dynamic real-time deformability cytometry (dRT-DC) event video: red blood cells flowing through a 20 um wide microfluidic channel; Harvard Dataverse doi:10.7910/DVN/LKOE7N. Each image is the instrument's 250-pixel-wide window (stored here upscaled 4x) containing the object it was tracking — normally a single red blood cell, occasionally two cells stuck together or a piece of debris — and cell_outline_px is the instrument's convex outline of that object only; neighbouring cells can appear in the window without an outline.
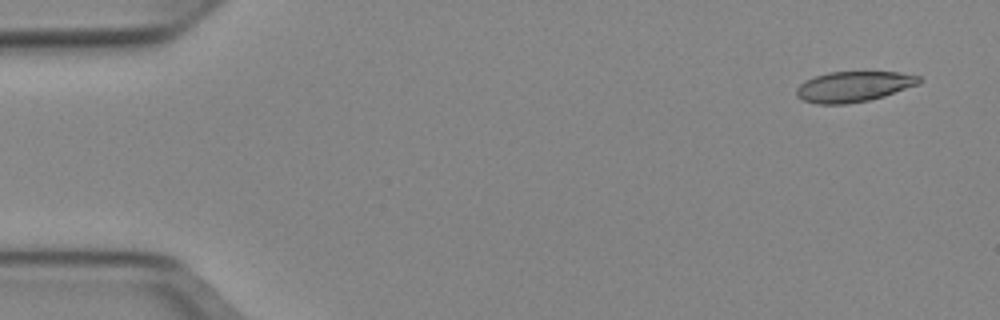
{"species": "Egyptian fruit bat (a non-hibernating species)", "species_latin": "Rousettus aegyptiacus", "temperature_condition": "cold", "stored_images_in_passage": 51, "camera_frame_rate_fps": 3000, "um_per_image_px": 0.085, "animal": {"sex": "female"}, "frame": {"image": 1, "passage_image": 3, "time_ms": 0.667, "image_size_px": [1000, 320], "cell_outline_px": [[920, 84], [884, 96], [868, 100], [844, 104], [816, 104], [804, 100], [796, 96], [796, 88], [804, 80], [828, 72], [900, 72], [920, 76]], "centroid_in_image_um": [72.55, 7.36], "position_along_channel_um": 12.5, "area_um2": 21.79}}
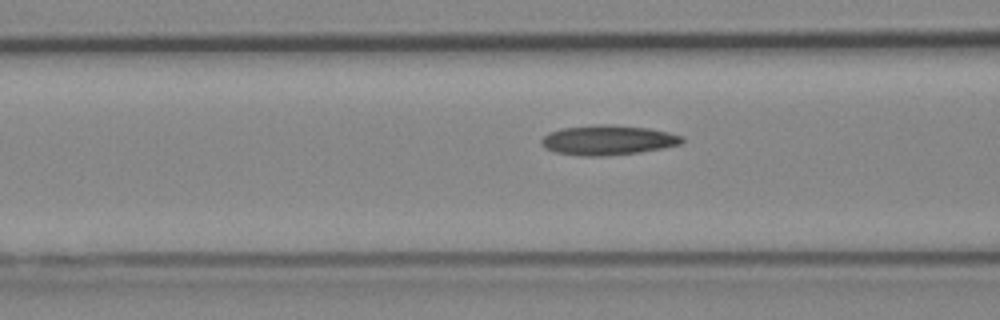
{"frame": {"image": 2, "passage_image": 20, "time_ms": 6.333, "image_size_px": [1000, 320], "cell_outline_px": [[684, 140], [680, 144], [664, 148], [640, 152], [608, 156], [580, 156], [556, 152], [544, 148], [540, 144], [540, 140], [548, 132], [560, 128], [600, 124], [608, 124], [648, 128], [668, 132], [684, 136]], "centroid_in_image_um": [51.65, 11.91], "position_along_channel_um": 115.0, "area_um2": 24.68}}
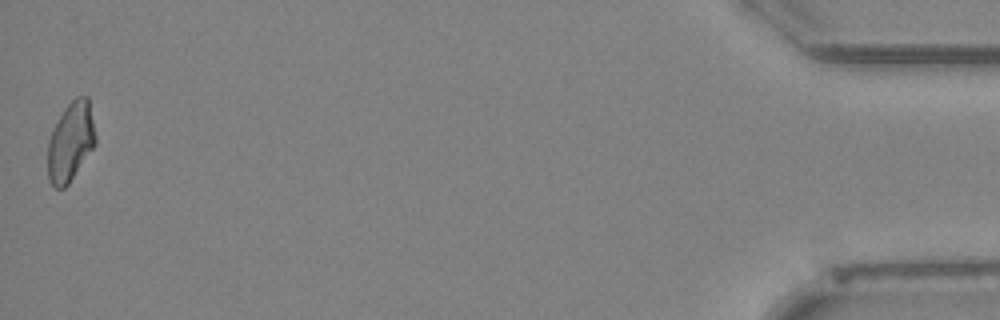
{"frame": {"image": 3, "passage_image": 51, "time_ms": 16.667, "image_size_px": [1000, 320], "cell_outline_px": [[96, 144], [68, 184], [64, 188], [56, 188], [48, 180], [48, 140], [64, 108], [76, 96], [88, 96], [96, 136]], "centroid_in_image_um": [6.01, 12.05], "position_along_channel_um": 429.2, "area_um2": 21.85}, "authors_computed_cell_mechanics": {"area_um2": 22.8888, "velocity_mm_per_s": 3.9463, "shape_relaxation_time_tau1_ms": null, "shape_relaxation_time_tau2_ms": 7.85, "deformation_change_tau1": null, "deformation_change_tau2": 0.1748}}